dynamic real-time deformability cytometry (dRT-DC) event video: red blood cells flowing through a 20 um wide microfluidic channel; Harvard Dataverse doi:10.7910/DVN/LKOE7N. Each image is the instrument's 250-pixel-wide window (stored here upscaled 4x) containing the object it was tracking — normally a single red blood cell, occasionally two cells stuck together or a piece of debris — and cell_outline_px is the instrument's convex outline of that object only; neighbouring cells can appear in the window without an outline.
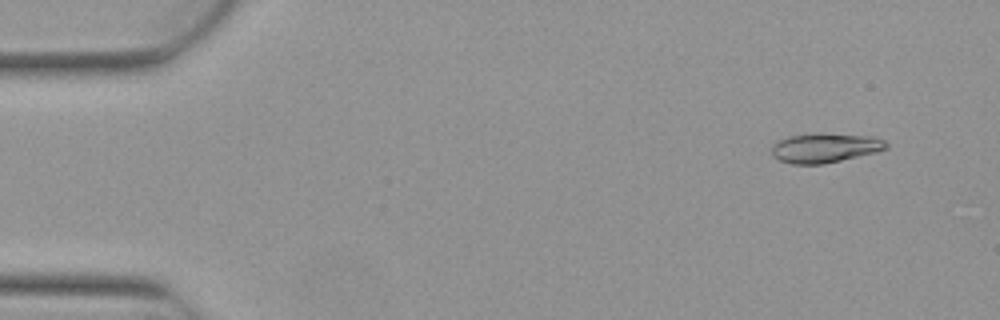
{"species": "Egyptian fruit bat (a non-hibernating species)", "species_latin": "Rousettus aegyptiacus", "temperature_condition": "warm", "stored_images_in_passage": 5, "camera_frame_rate_fps": 3000, "um_per_image_px": 0.085, "animal": {"sex": "female"}, "frame": {"image": 1, "passage_image": 1, "time_ms": 0.0, "image_size_px": [1000, 320], "cell_outline_px": [[888, 148], [876, 152], [824, 164], [792, 164], [780, 160], [772, 156], [772, 144], [788, 136], [816, 132], [820, 132], [872, 136], [884, 140], [888, 144]], "centroid_in_image_um": [70.12, 12.55], "position_along_channel_um": 14.9, "area_um2": 19.94}}
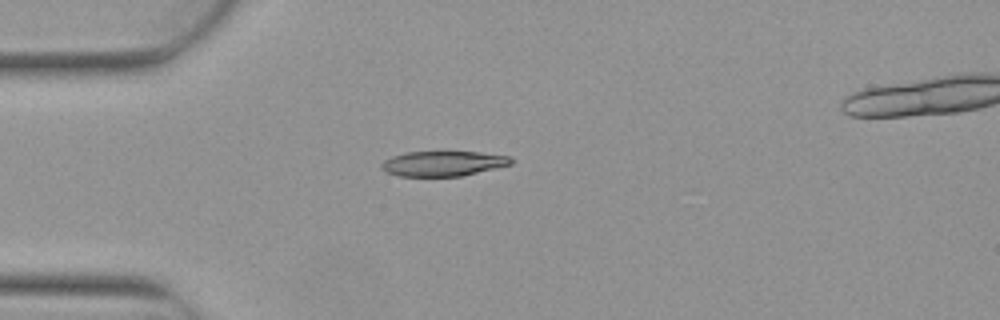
{"frame": {"image": 2, "passage_image": 4, "time_ms": 1.0, "image_size_px": [1000, 320], "cell_outline_px": [[512, 164], [496, 168], [460, 176], [400, 176], [384, 172], [380, 168], [380, 164], [384, 160], [392, 156], [404, 152], [480, 152], [508, 156], [512, 160]], "centroid_in_image_um": [37.6, 13.9], "position_along_channel_um": 47.4, "area_um2": 18.9}}